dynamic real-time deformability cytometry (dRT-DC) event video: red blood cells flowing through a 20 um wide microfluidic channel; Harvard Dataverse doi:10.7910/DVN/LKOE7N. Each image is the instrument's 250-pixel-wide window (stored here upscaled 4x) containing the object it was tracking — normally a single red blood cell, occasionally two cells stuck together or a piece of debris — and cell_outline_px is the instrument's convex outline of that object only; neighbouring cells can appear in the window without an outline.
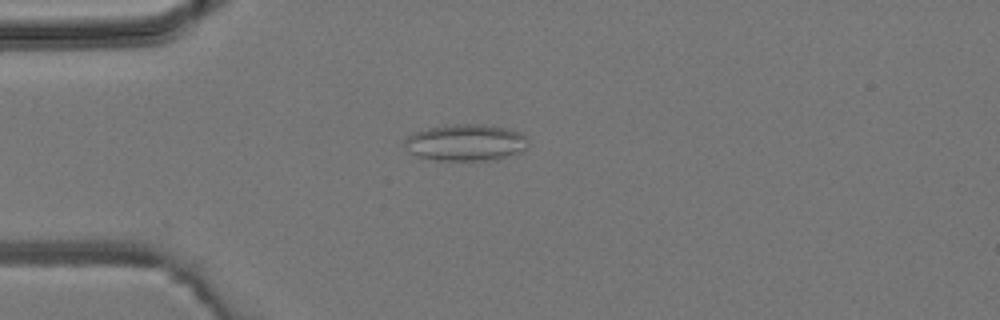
{"species": "common noctule bat (a hibernating species)", "species_latin": "Nyctalus noctula", "temperature_condition": "room temperature", "stored_images_in_passage": 3, "camera_frame_rate_fps": 3000, "um_per_image_px": 0.085, "animal": {"sex": "male", "body_mass_g": 19.2, "forearm_length_mm": 51.8}, "frame": {"image": 1, "passage_image": 3, "time_ms": 2.333, "image_size_px": [1000, 320], "cell_outline_px": [[528, 144], [520, 152], [492, 160], [432, 160], [416, 156], [404, 144], [404, 140], [408, 136], [416, 132], [428, 128], [456, 124], [480, 124], [504, 128], [520, 132], [528, 140]], "centroid_in_image_um": [39.58, 12.12], "position_along_channel_um": 45.4, "area_um2": 26.01}}